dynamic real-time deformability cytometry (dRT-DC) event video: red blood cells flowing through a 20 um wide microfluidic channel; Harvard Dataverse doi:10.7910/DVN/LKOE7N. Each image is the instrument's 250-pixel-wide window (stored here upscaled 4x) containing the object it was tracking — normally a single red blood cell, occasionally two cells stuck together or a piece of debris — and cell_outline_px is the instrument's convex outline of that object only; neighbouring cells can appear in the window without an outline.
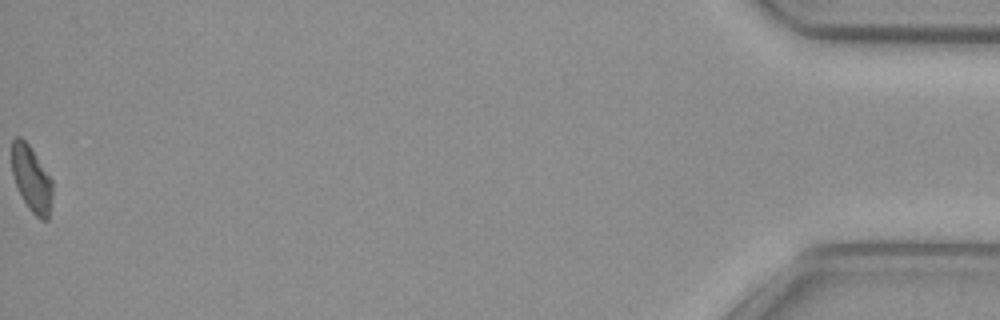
{"species": "common noctule bat (a hibernating species)", "species_latin": "Nyctalus noctula", "temperature_condition": "cold", "stored_images_in_passage": 41, "camera_frame_rate_fps": 3000, "um_per_image_px": 0.085, "animal": {"sex": "female", "body_mass_g": 29.2, "forearm_length_mm": 56.3}, "frame": {"image": 1, "passage_image": 41, "time_ms": 13.333, "image_size_px": [1000, 320], "cell_outline_px": [[52, 200], [48, 220], [40, 220], [28, 208], [16, 188], [12, 172], [12, 140], [16, 136], [20, 136], [28, 144], [52, 180]], "centroid_in_image_um": [2.67, 15.24], "position_along_channel_um": 432.5, "area_um2": 15.61}, "authors_computed_cell_mechanics": {"area_um2": 16.6464, "velocity_mm_per_s": 3.7005, "shape_relaxation_time_tau1_ms": null, "shape_relaxation_time_tau2_ms": 3.6088, "deformation_change_tau1": null, "deformation_change_tau2": 0.0858}}